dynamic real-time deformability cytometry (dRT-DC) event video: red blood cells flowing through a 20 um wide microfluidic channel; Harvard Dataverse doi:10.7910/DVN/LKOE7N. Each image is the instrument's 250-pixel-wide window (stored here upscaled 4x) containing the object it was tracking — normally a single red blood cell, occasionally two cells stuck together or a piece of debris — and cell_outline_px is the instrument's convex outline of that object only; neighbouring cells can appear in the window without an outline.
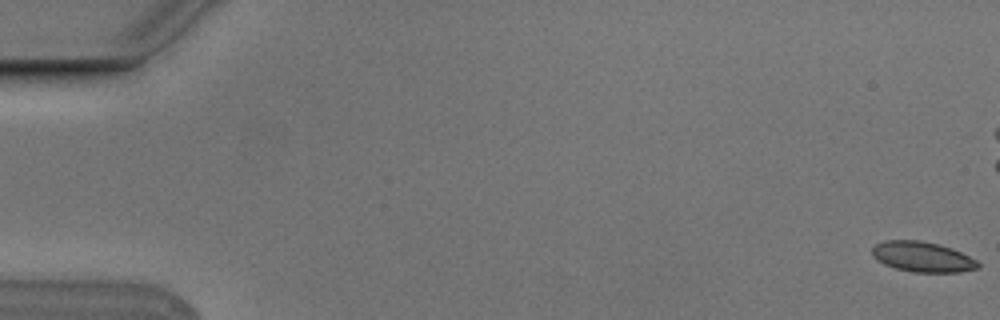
{"species": "Egyptian fruit bat (a non-hibernating species)", "species_latin": "Rousettus aegyptiacus", "temperature_condition": "cold", "stored_images_in_passage": 9, "camera_frame_rate_fps": 3000, "um_per_image_px": 0.085, "animal": {"sex": "male"}, "frame": {"image": 1, "passage_image": 1, "time_ms": 0.0, "image_size_px": [1000, 320], "cell_outline_px": [[980, 268], [960, 272], [912, 272], [896, 268], [884, 264], [876, 260], [872, 256], [872, 248], [876, 244], [884, 240], [920, 240], [940, 244], [952, 248], [976, 260], [980, 264]], "centroid_in_image_um": [78.4, 21.83], "position_along_channel_um": 6.6, "area_um2": 18.79}}